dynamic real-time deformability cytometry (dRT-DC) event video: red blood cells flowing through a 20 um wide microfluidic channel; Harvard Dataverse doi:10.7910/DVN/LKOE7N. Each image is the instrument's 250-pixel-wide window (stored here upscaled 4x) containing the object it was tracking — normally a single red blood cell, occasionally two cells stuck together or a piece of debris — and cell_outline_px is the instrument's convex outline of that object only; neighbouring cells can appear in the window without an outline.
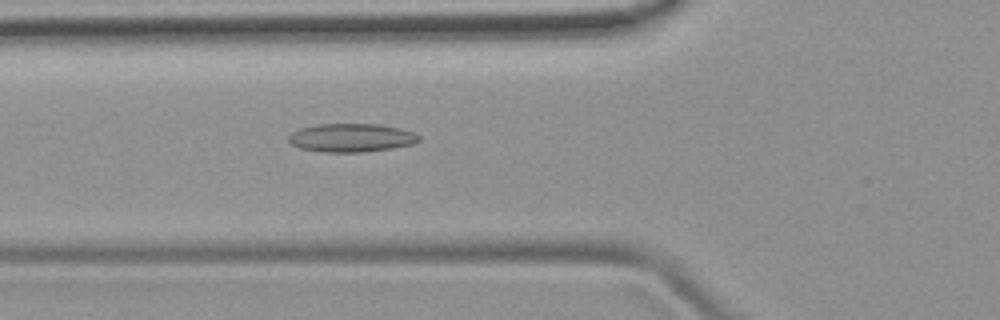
{"species": "common noctule bat (a hibernating species)", "species_latin": "Nyctalus noctula", "temperature_condition": "room temperature", "stored_images_in_passage": 40, "camera_frame_rate_fps": 3000, "um_per_image_px": 0.085, "animal": {"sex": "female", "body_mass_g": 19.9}, "frame": {"image": 1, "passage_image": 9, "time_ms": 2.667, "image_size_px": [1000, 320], "cell_outline_px": [[420, 140], [412, 144], [392, 148], [360, 152], [320, 152], [300, 148], [292, 144], [288, 140], [288, 136], [292, 132], [300, 128], [320, 124], [380, 124], [400, 128], [412, 132], [420, 136]], "centroid_in_image_um": [29.85, 11.71], "position_along_channel_um": 96.0, "area_um2": 21.56}}
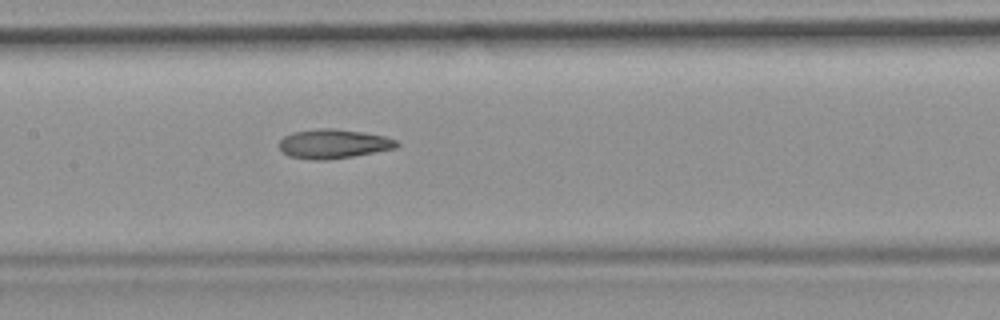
{"frame": {"image": 2, "passage_image": 15, "time_ms": 4.667, "image_size_px": [1000, 320], "cell_outline_px": [[400, 144], [396, 148], [352, 156], [324, 160], [312, 160], [288, 156], [280, 148], [280, 140], [284, 136], [292, 132], [320, 128], [336, 128], [364, 132], [384, 136], [396, 140]], "centroid_in_image_um": [28.34, 12.21], "position_along_channel_um": 179.1, "area_um2": 20.0}}
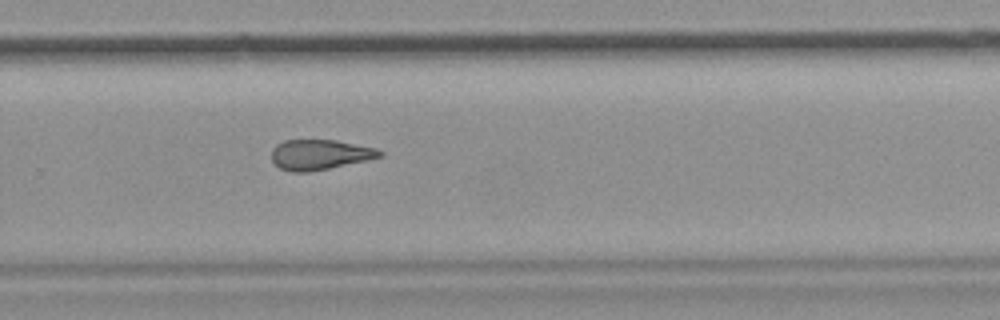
{"frame": {"image": 3, "passage_image": 24, "time_ms": 7.667, "image_size_px": [1000, 320], "cell_outline_px": [[384, 152], [380, 156], [368, 160], [308, 172], [292, 172], [280, 168], [272, 160], [272, 148], [276, 144], [284, 140], [336, 140], [376, 148]], "centroid_in_image_um": [27.16, 13.13], "position_along_channel_um": 302.6, "area_um2": 18.9}}